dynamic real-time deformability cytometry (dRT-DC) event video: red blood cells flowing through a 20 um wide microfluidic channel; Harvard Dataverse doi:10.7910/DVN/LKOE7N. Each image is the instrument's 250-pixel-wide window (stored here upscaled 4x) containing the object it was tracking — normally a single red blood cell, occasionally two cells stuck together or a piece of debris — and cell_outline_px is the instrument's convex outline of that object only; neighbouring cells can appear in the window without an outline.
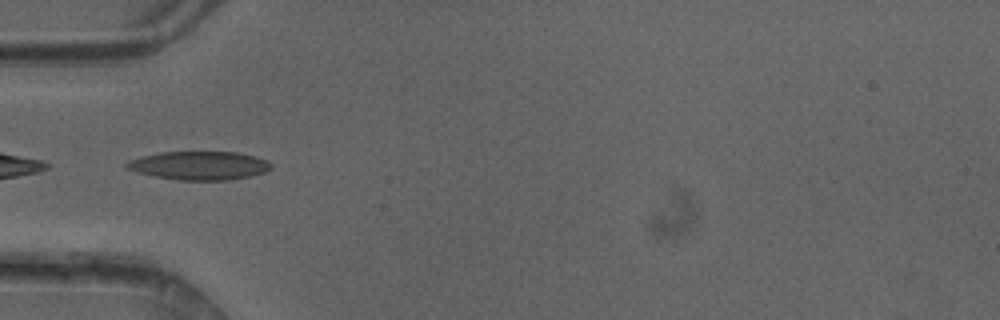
{"species": "common noctule bat (a hibernating species)", "species_latin": "Nyctalus noctula", "temperature_condition": "cold", "stored_images_in_passage": 34, "camera_frame_rate_fps": 3000, "um_per_image_px": 0.085, "animal": {"sex": "female"}, "frame": {"image": 1, "passage_image": 1, "time_ms": 0.0, "image_size_px": [1000, 320], "cell_outline_px": [[272, 168], [264, 172], [248, 176], [228, 180], [180, 180], [156, 176], [136, 172], [124, 168], [124, 164], [128, 160], [160, 152], [236, 152], [256, 156], [268, 160], [272, 164]], "centroid_in_image_um": [16.93, 14.06], "position_along_channel_um": 68.1, "area_um2": 23.99}}
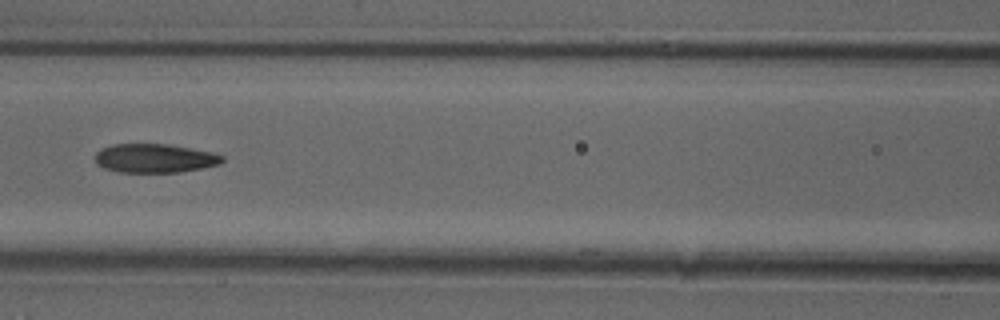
{"frame": {"image": 2, "passage_image": 7, "time_ms": 2.0, "image_size_px": [1000, 320], "cell_outline_px": [[224, 160], [220, 164], [204, 168], [180, 172], [120, 172], [104, 168], [96, 164], [96, 152], [100, 148], [112, 144], [168, 144], [212, 152], [224, 156]], "centroid_in_image_um": [13.16, 13.45], "position_along_channel_um": 153.4, "area_um2": 21.5}}
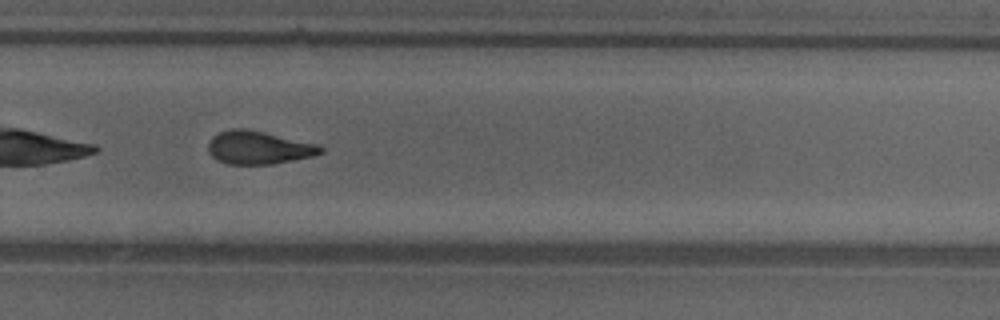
{"frame": {"image": 3, "passage_image": 18, "time_ms": 5.667, "image_size_px": [1000, 320], "cell_outline_px": [[324, 152], [312, 156], [272, 164], [228, 164], [216, 160], [208, 152], [208, 144], [212, 136], [220, 132], [232, 128], [244, 128], [264, 132], [320, 144], [324, 148]], "centroid_in_image_um": [21.99, 12.54], "position_along_channel_um": 307.8, "area_um2": 21.79}, "authors_computed_cell_mechanics": {"area_um2": 21.8773, "velocity_mm_per_s": 4.2221, "shape_relaxation_time_tau1_ms": 10.4972, "shape_relaxation_time_tau2_ms": 3.1634, "deformation_change_tau1": 0.2398, "deformation_change_tau2": 0.1165}}